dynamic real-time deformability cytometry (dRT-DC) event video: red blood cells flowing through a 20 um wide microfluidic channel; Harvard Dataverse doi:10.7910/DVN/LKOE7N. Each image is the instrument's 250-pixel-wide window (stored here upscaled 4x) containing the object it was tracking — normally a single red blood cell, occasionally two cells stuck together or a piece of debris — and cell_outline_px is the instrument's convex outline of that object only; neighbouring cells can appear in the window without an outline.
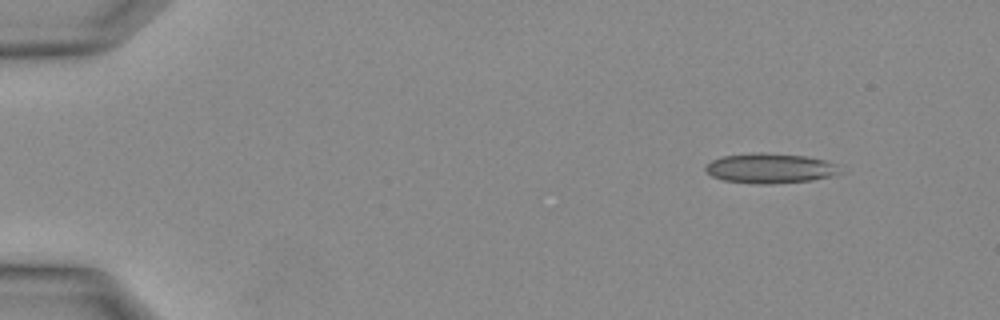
{"species": "Egyptian fruit bat (a non-hibernating species)", "species_latin": "Rousettus aegyptiacus", "temperature_condition": "warm", "stored_images_in_passage": 10, "camera_frame_rate_fps": 3000, "um_per_image_px": 0.085, "animal": {"sex": "female"}, "frame": {"image": 1, "passage_image": 1, "time_ms": 0.0, "image_size_px": [1000, 320], "cell_outline_px": [[840, 172], [828, 176], [812, 180], [772, 184], [756, 184], [724, 180], [712, 176], [704, 168], [712, 160], [724, 156], [752, 152], [764, 152], [804, 156], [824, 160], [840, 164]], "centroid_in_image_um": [65.47, 14.3], "position_along_channel_um": 19.5, "area_um2": 23.41}}
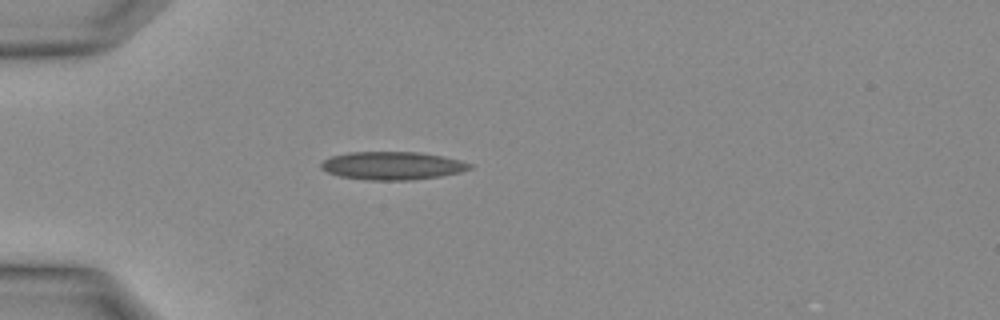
{"frame": {"image": 2, "passage_image": 7, "time_ms": 2.0, "image_size_px": [1000, 320], "cell_outline_px": [[476, 164], [472, 168], [460, 172], [440, 176], [412, 180], [368, 180], [340, 176], [328, 172], [320, 168], [320, 164], [324, 160], [332, 156], [348, 152], [420, 152], [444, 156]], "centroid_in_image_um": [33.39, 14.08], "position_along_channel_um": 51.6, "area_um2": 24.45}}
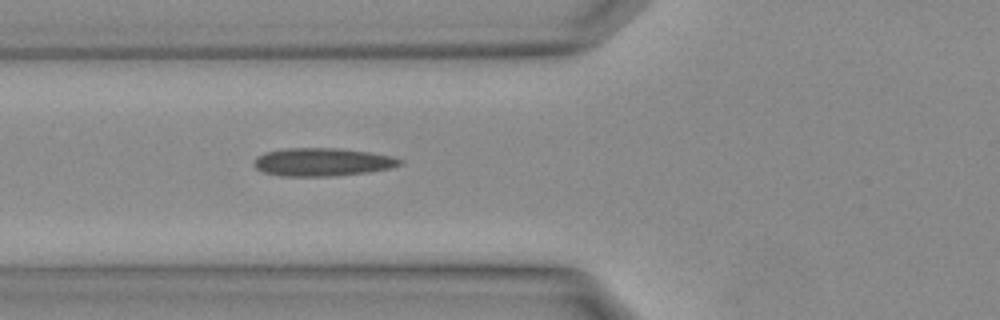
{"frame": {"image": 3, "passage_image": 10, "time_ms": 3.0, "image_size_px": [1000, 320], "cell_outline_px": [[404, 160], [400, 164], [388, 168], [368, 172], [332, 176], [284, 176], [264, 172], [256, 168], [252, 164], [256, 156], [264, 152], [288, 148], [340, 148], [368, 152], [392, 156]], "centroid_in_image_um": [27.36, 13.76], "position_along_channel_um": 98.4, "area_um2": 23.81}}